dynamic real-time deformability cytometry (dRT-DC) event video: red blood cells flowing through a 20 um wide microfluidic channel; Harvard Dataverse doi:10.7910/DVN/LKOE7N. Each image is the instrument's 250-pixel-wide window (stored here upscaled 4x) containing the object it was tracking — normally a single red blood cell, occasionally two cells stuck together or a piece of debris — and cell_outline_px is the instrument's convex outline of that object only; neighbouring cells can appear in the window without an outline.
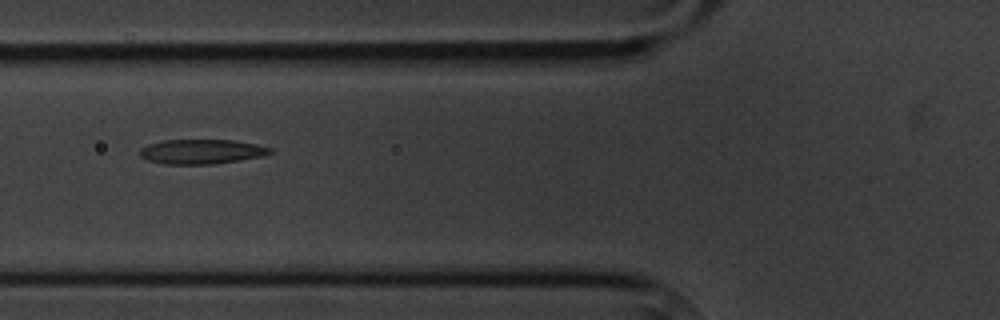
{"species": "common noctule bat (a hibernating species)", "species_latin": "Nyctalus noctula", "temperature_condition": "cold", "stored_images_in_passage": 16, "camera_frame_rate_fps": 3000, "um_per_image_px": 0.085, "animal": {"sex": "male", "body_mass_g": 20.1, "forearm_length_mm": 53.5}, "frame": {"image": 1, "passage_image": 7, "time_ms": 8.0, "image_size_px": [1000, 320], "cell_outline_px": [[272, 152], [264, 156], [216, 164], [164, 164], [148, 160], [140, 156], [140, 148], [148, 144], [160, 140], [236, 140], [256, 144], [272, 148]], "centroid_in_image_um": [17.14, 12.88], "position_along_channel_um": 108.7, "area_um2": 18.84}}
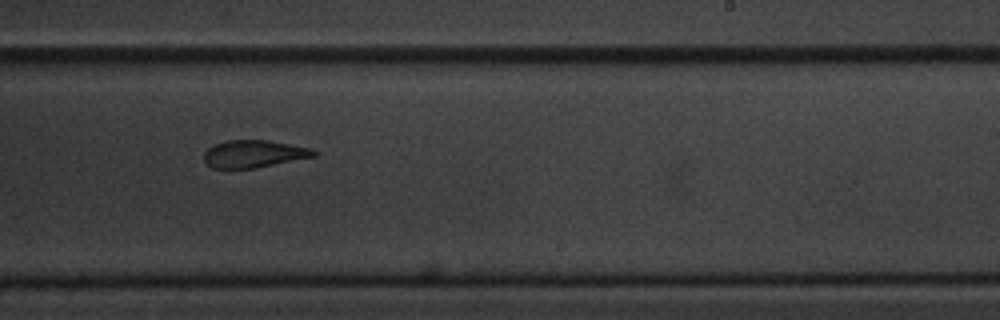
{"frame": {"image": 2, "passage_image": 11, "time_ms": 12.667, "image_size_px": [1000, 320], "cell_outline_px": [[316, 156], [256, 168], [212, 168], [204, 160], [204, 152], [212, 144], [228, 140], [268, 140], [312, 148], [316, 152]], "centroid_in_image_um": [21.57, 13.07], "position_along_channel_um": 267.4, "area_um2": 17.57}}
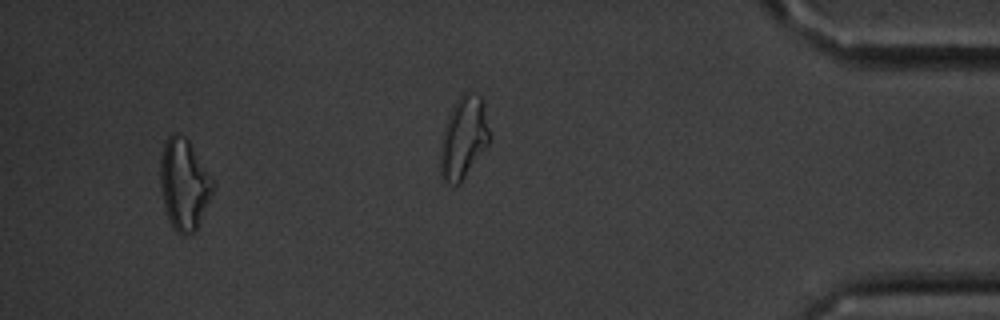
{"frame": {"image": 3, "passage_image": 15, "time_ms": 17.333, "image_size_px": [1000, 320], "cell_outline_px": [[216, 184], [200, 224], [196, 232], [188, 236], [184, 236], [176, 232], [172, 228], [164, 204], [160, 188], [160, 152], [168, 136], [172, 132], [176, 132], [184, 136], [188, 140]], "centroid_in_image_um": [15.64, 15.69], "position_along_channel_um": 419.6, "area_um2": 28.32}, "authors_computed_cell_mechanics": {"area_um2": 19.363, "velocity_mm_per_s": 3.3918, "shape_relaxation_time_tau1_ms": null, "shape_relaxation_time_tau2_ms": 3.4245, "deformation_change_tau1": null, "deformation_change_tau2": 0.0976}}